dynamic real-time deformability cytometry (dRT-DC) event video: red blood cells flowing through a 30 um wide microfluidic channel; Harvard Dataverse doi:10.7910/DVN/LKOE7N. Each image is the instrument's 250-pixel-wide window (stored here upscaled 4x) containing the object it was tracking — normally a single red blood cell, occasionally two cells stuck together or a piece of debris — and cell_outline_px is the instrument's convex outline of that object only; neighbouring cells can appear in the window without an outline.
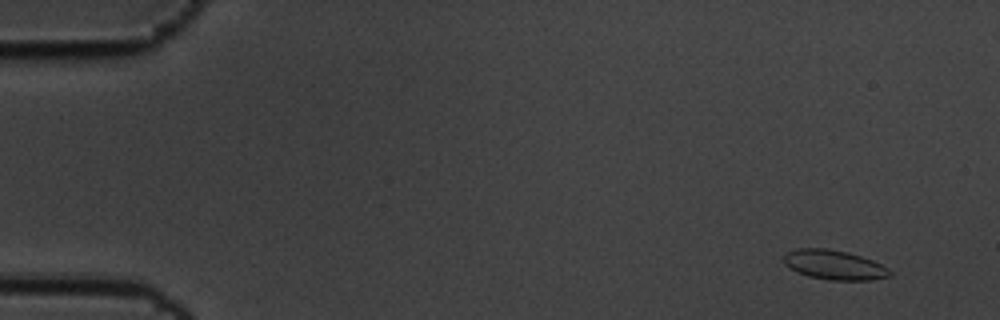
{"species": "common noctule bat (a hibernating species)", "species_latin": "Nyctalus noctula", "temperature_condition": "cold", "stored_images_in_passage": 6, "camera_frame_rate_fps": 3000, "um_per_image_px": 0.085, "animal": {"sex": "male", "body_mass_g": 19.5, "forearm_length_mm": 54.6}, "frame": {"image": 1, "passage_image": 1, "time_ms": 0.0, "image_size_px": [1000, 320], "cell_outline_px": [[892, 276], [872, 280], [828, 280], [808, 276], [796, 272], [784, 264], [784, 256], [788, 252], [796, 248], [828, 248], [848, 252], [872, 260], [888, 268], [892, 272]], "centroid_in_image_um": [70.91, 22.52], "position_along_channel_um": 14.1, "area_um2": 18.38}}
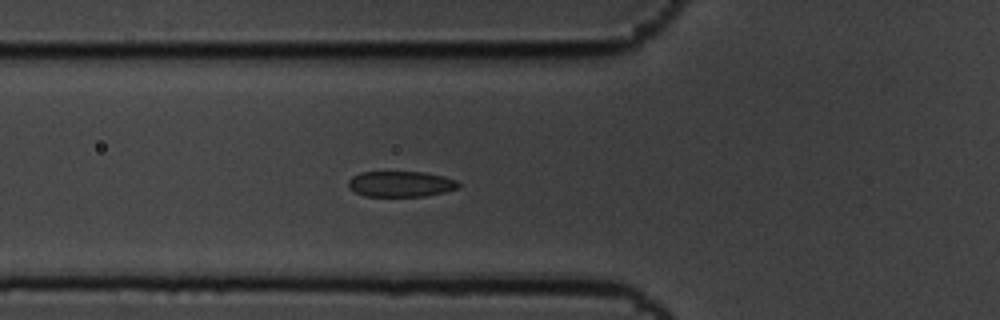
{"frame": {"image": 2, "passage_image": 6, "time_ms": 1.667, "image_size_px": [1000, 320], "cell_outline_px": [[460, 184], [456, 188], [444, 192], [428, 196], [364, 196], [348, 188], [348, 180], [352, 176], [360, 172], [424, 172], [444, 176], [456, 180]], "centroid_in_image_um": [34.04, 15.64], "position_along_channel_um": 91.8, "area_um2": 16.53}}